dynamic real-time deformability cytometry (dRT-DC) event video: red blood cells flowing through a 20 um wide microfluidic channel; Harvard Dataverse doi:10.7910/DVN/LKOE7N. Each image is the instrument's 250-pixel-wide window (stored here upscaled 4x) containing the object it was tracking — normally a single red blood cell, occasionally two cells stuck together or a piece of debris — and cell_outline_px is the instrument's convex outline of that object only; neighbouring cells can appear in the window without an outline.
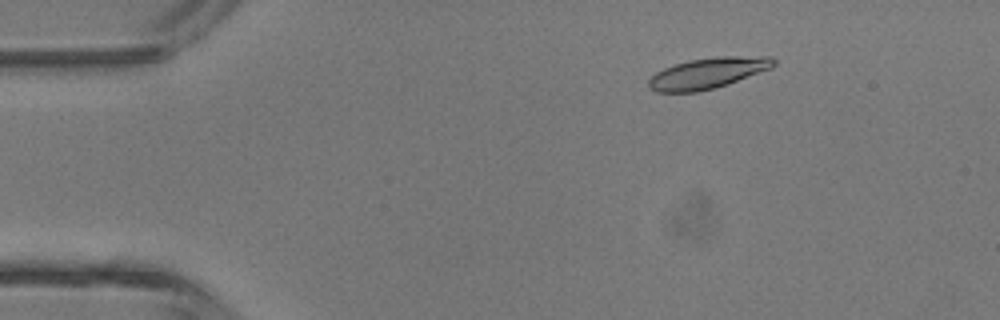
{"species": "common noctule bat (a hibernating species)", "species_latin": "Nyctalus noctula", "temperature_condition": "room temperature", "stored_images_in_passage": 5, "camera_frame_rate_fps": 3000, "um_per_image_px": 0.085, "animal": {"sex": "male", "body_mass_g": 13.3}, "frame": {"image": 1, "passage_image": 2, "time_ms": 1.333, "image_size_px": [1000, 320], "cell_outline_px": [[776, 64], [772, 68], [728, 84], [716, 88], [696, 92], [656, 92], [648, 88], [648, 80], [656, 72], [664, 68], [688, 60], [716, 56], [772, 56], [776, 60]], "centroid_in_image_um": [60.19, 6.21], "position_along_channel_um": 24.8, "area_um2": 22.72}}
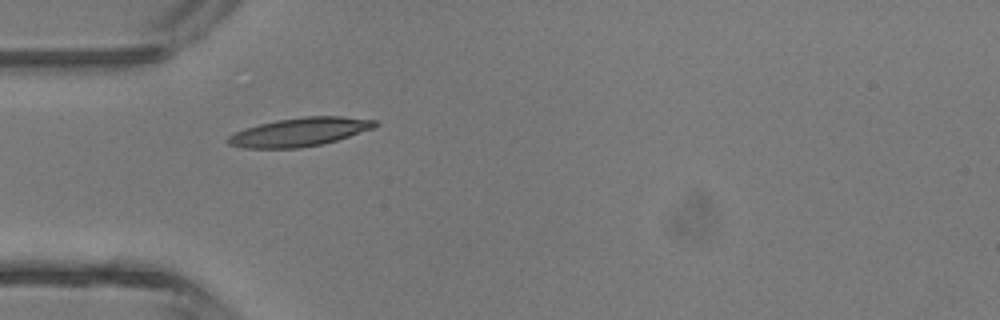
{"frame": {"image": 2, "passage_image": 4, "time_ms": 3.667, "image_size_px": [1000, 320], "cell_outline_px": [[380, 124], [372, 128], [336, 140], [320, 144], [300, 148], [244, 148], [228, 144], [228, 136], [244, 128], [276, 120], [304, 116], [340, 116], [376, 120]], "centroid_in_image_um": [25.45, 11.21], "position_along_channel_um": 59.5, "area_um2": 24.22}}
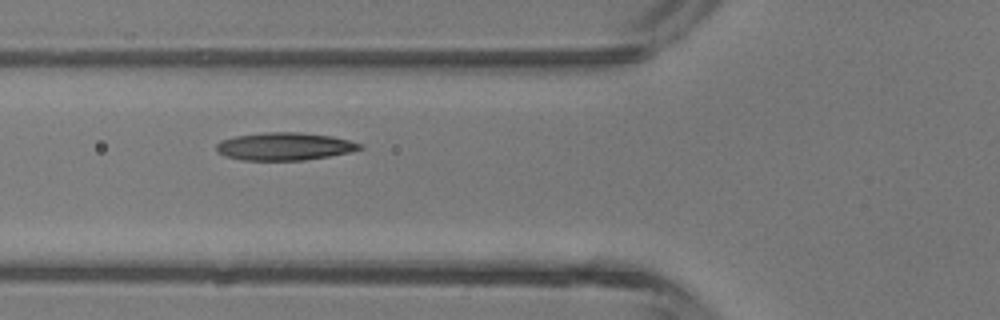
{"frame": {"image": 3, "passage_image": 5, "time_ms": 4.667, "image_size_px": [1000, 320], "cell_outline_px": [[364, 148], [348, 152], [328, 156], [304, 160], [240, 160], [224, 156], [216, 152], [216, 144], [220, 140], [236, 136], [264, 132], [300, 132], [332, 136], [348, 140], [360, 144]], "centroid_in_image_um": [24.12, 12.44], "position_along_channel_um": 101.7, "area_um2": 23.18}}